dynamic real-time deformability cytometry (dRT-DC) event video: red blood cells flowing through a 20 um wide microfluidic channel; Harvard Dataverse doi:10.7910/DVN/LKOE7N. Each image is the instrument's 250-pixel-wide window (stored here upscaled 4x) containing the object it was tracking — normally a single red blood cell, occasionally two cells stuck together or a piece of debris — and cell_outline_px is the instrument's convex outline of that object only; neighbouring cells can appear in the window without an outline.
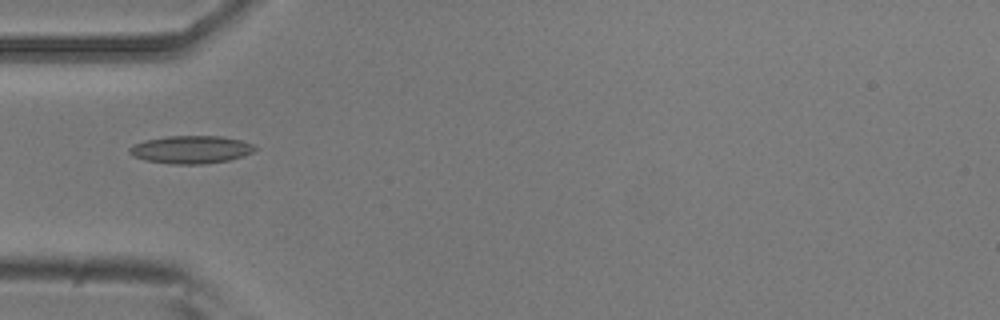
{"species": "common noctule bat (a hibernating species)", "species_latin": "Nyctalus noctula", "temperature_condition": "room temperature", "stored_images_in_passage": 6, "camera_frame_rate_fps": 3000, "um_per_image_px": 0.085, "animal": {"sex": "male", "body_mass_g": 20.5, "forearm_length_mm": 52.5}, "frame": {"image": 1, "passage_image": 6, "time_ms": 1.667, "image_size_px": [1000, 320], "cell_outline_px": [[256, 148], [252, 152], [244, 156], [228, 160], [204, 164], [172, 164], [144, 160], [132, 156], [128, 152], [128, 148], [144, 140], [168, 136], [224, 136], [240, 140], [252, 144]], "centroid_in_image_um": [16.21, 12.71], "position_along_channel_um": 68.8, "area_um2": 20.35}}